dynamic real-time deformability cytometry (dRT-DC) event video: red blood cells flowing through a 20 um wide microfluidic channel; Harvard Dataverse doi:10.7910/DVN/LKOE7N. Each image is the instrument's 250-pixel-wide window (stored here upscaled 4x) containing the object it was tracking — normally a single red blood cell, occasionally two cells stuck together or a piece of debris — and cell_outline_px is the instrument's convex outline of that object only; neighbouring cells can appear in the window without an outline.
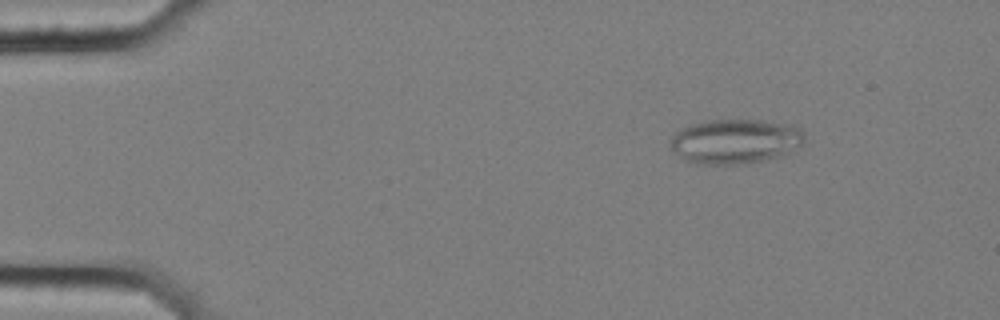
{"species": "common noctule bat (a hibernating species)", "species_latin": "Nyctalus noctula", "temperature_condition": "cold", "stored_images_in_passage": 57, "camera_frame_rate_fps": 3000, "um_per_image_px": 0.085, "animal": {"sex": "female", "body_mass_g": 25.1}, "frame": {"image": 1, "passage_image": 8, "time_ms": 2.333, "image_size_px": [1000, 320], "cell_outline_px": [[804, 140], [800, 144], [776, 156], [764, 160], [736, 164], [696, 164], [684, 160], [668, 144], [672, 136], [680, 128], [704, 120], [764, 120], [792, 124], [800, 128], [804, 136]], "centroid_in_image_um": [62.43, 11.99], "position_along_channel_um": 22.6, "area_um2": 34.62}}
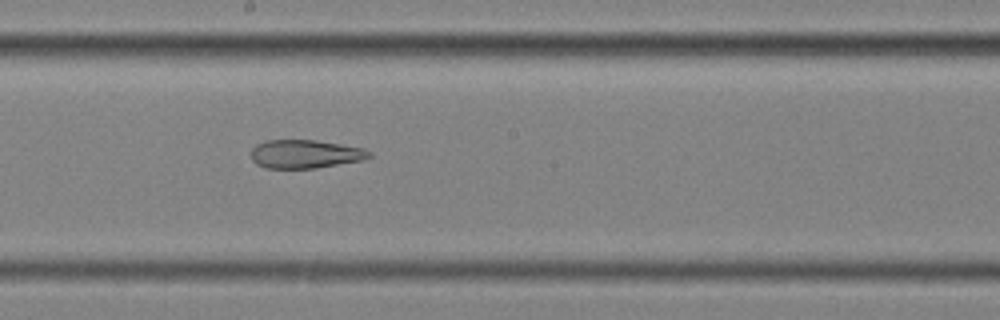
{"frame": {"image": 2, "passage_image": 32, "time_ms": 10.333, "image_size_px": [1000, 320], "cell_outline_px": [[372, 156], [364, 160], [316, 168], [264, 168], [256, 164], [252, 160], [252, 148], [256, 144], [264, 140], [316, 140], [364, 148], [372, 152]], "centroid_in_image_um": [25.95, 13.09], "position_along_channel_um": 222.2, "area_um2": 19.77}}
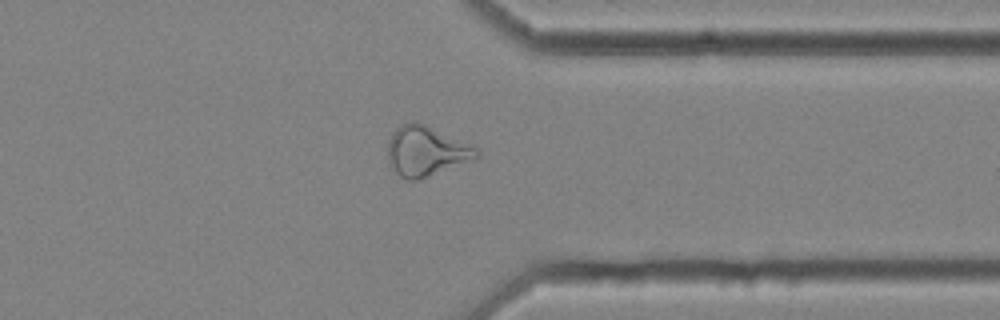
{"frame": {"image": 3, "passage_image": 45, "time_ms": 14.667, "image_size_px": [1000, 320], "cell_outline_px": [[480, 156], [416, 180], [408, 180], [400, 176], [388, 164], [388, 140], [392, 132], [400, 124], [412, 120], [416, 120], [476, 144], [480, 152]], "centroid_in_image_um": [36.23, 12.77], "position_along_channel_um": 375.2, "area_um2": 26.24}, "authors_computed_cell_mechanics": {"area_um2": 27.5706, "velocity_mm_per_s": 3.5653, "shape_relaxation_time_tau1_ms": null, "shape_relaxation_time_tau2_ms": 4.4237, "deformation_change_tau1": null, "deformation_change_tau2": 0.1505}}